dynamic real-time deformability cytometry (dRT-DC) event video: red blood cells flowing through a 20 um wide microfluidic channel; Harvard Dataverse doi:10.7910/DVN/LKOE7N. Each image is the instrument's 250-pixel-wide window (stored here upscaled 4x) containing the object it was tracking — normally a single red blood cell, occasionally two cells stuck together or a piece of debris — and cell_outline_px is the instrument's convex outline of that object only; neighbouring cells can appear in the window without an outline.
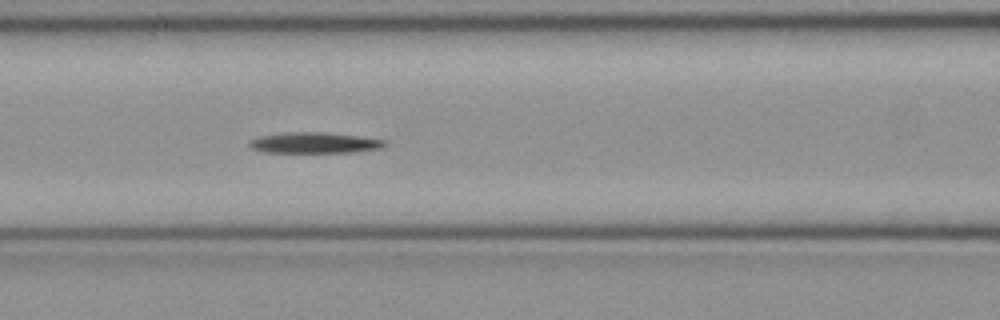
{"species": "common noctule bat (a hibernating species)", "species_latin": "Nyctalus noctula", "temperature_condition": "cold", "stored_images_in_passage": 46, "camera_frame_rate_fps": 3000, "um_per_image_px": 0.085, "animal": {"sex": "female", "body_mass_g": 21.9}, "frame": {"image": 1, "passage_image": 17, "time_ms": 5.333, "image_size_px": [1000, 320], "cell_outline_px": [[388, 144], [380, 148], [352, 152], [264, 152], [252, 148], [248, 144], [248, 140], [256, 136], [288, 132], [324, 132], [388, 140]], "centroid_in_image_um": [26.69, 12.13], "position_along_channel_um": 139.9, "area_um2": 16.47}}
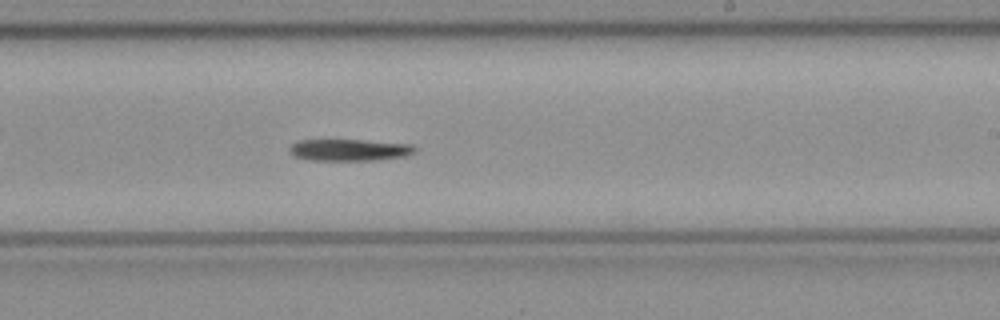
{"frame": {"image": 2, "passage_image": 26, "time_ms": 8.333, "image_size_px": [1000, 320], "cell_outline_px": [[416, 152], [404, 156], [376, 160], [308, 160], [296, 156], [288, 152], [288, 148], [296, 140], [360, 140], [412, 144], [416, 148]], "centroid_in_image_um": [29.67, 12.74], "position_along_channel_um": 259.3, "area_um2": 15.9}}
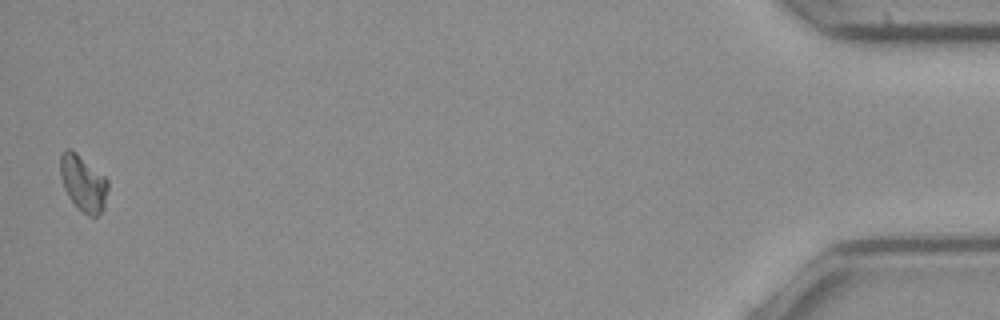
{"frame": {"image": 3, "passage_image": 46, "time_ms": 15.0, "image_size_px": [1000, 320], "cell_outline_px": [[108, 188], [104, 208], [96, 216], [88, 216], [68, 196], [64, 188], [60, 176], [60, 156], [64, 148], [68, 148], [76, 152], [104, 176], [108, 180]], "centroid_in_image_um": [7.06, 15.54], "position_along_channel_um": 428.1, "area_um2": 15.37}, "authors_computed_cell_mechanics": {"area_um2": 16.4152, "velocity_mm_per_s": 3.9893, "shape_relaxation_time_tau1_ms": 3.6904, "shape_relaxation_time_tau2_ms": null, "deformation_change_tau1": 0.1015, "deformation_change_tau2": null}}